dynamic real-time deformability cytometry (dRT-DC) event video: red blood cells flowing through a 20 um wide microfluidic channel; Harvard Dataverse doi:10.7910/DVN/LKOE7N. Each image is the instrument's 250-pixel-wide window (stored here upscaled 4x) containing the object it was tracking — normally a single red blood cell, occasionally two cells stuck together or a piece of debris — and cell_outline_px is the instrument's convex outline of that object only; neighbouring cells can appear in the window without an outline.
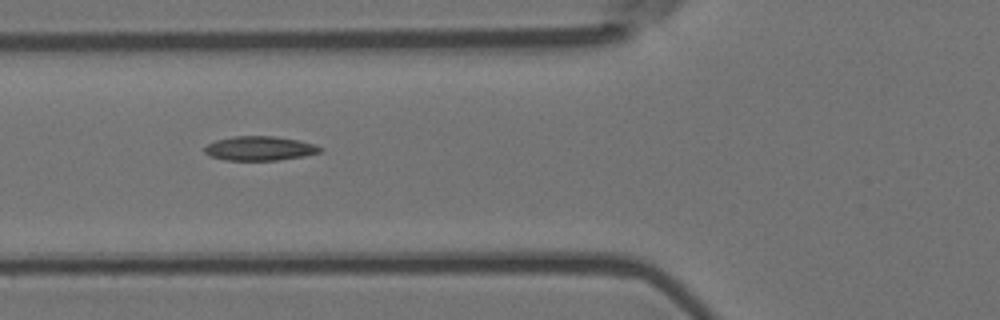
{"species": "Egyptian fruit bat (a non-hibernating species)", "species_latin": "Rousettus aegyptiacus", "temperature_condition": "room temperature", "stored_images_in_passage": 15, "camera_frame_rate_fps": 3000, "um_per_image_px": 0.085, "animal": {"sex": "female"}, "frame": {"image": 1, "passage_image": 6, "time_ms": 1.667, "image_size_px": [1000, 320], "cell_outline_px": [[324, 148], [320, 152], [304, 156], [276, 160], [224, 160], [208, 156], [204, 152], [204, 148], [208, 144], [216, 140], [232, 136], [272, 136], [300, 140]], "centroid_in_image_um": [22.04, 12.61], "position_along_channel_um": 103.8, "area_um2": 16.36}}
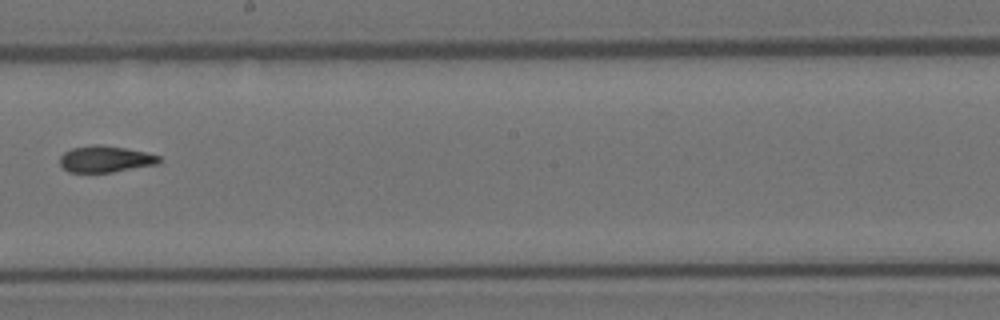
{"frame": {"image": 2, "passage_image": 9, "time_ms": 2.667, "image_size_px": [1000, 320], "cell_outline_px": [[160, 164], [112, 172], [68, 172], [60, 164], [60, 156], [64, 152], [72, 148], [92, 144], [100, 144], [124, 148], [144, 152], [160, 156]], "centroid_in_image_um": [8.95, 13.52], "position_along_channel_um": 239.2, "area_um2": 15.32}}
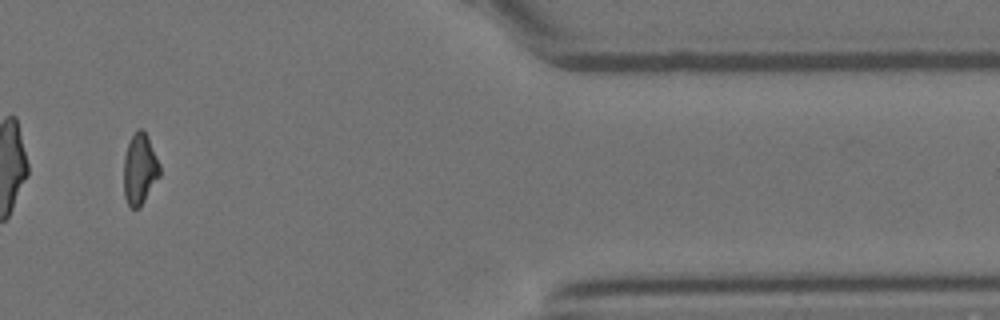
{"frame": {"image": 3, "passage_image": 13, "time_ms": 4.0, "image_size_px": [1000, 320], "cell_outline_px": [[160, 176], [140, 208], [132, 208], [128, 204], [124, 196], [124, 156], [128, 144], [136, 128], [144, 128], [148, 136], [160, 164]], "centroid_in_image_um": [11.89, 14.35], "position_along_channel_um": 399.5, "area_um2": 15.09}}